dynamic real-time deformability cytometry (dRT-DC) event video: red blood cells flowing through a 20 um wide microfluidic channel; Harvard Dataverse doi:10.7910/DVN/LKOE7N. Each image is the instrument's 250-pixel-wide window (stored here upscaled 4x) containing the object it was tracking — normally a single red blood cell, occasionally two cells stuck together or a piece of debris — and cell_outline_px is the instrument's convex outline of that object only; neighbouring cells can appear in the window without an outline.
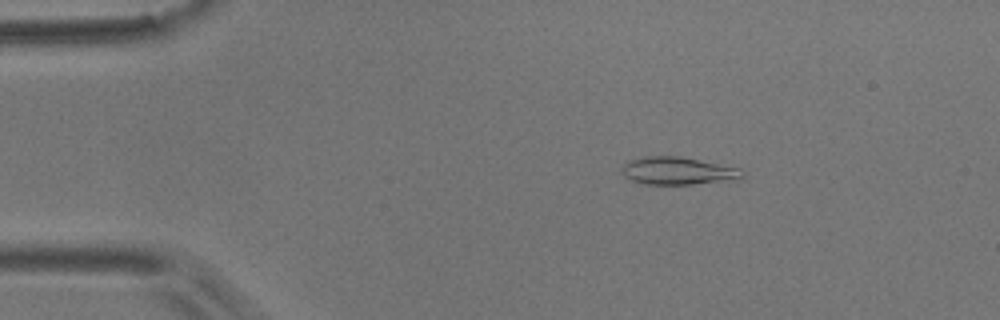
{"species": "common noctule bat (a hibernating species)", "species_latin": "Nyctalus noctula", "temperature_condition": "room temperature", "stored_images_in_passage": 3, "camera_frame_rate_fps": 3000, "um_per_image_px": 0.085, "animal": {"sex": "male", "body_mass_g": 17.9}, "frame": {"image": 1, "passage_image": 1, "time_ms": 0.0, "image_size_px": [1000, 320], "cell_outline_px": [[744, 176], [740, 180], [692, 184], [644, 184], [632, 180], [624, 176], [624, 164], [628, 160], [644, 156], [680, 156], [740, 168], [744, 172]], "centroid_in_image_um": [57.68, 14.52], "position_along_channel_um": 27.3, "area_um2": 19.48}}